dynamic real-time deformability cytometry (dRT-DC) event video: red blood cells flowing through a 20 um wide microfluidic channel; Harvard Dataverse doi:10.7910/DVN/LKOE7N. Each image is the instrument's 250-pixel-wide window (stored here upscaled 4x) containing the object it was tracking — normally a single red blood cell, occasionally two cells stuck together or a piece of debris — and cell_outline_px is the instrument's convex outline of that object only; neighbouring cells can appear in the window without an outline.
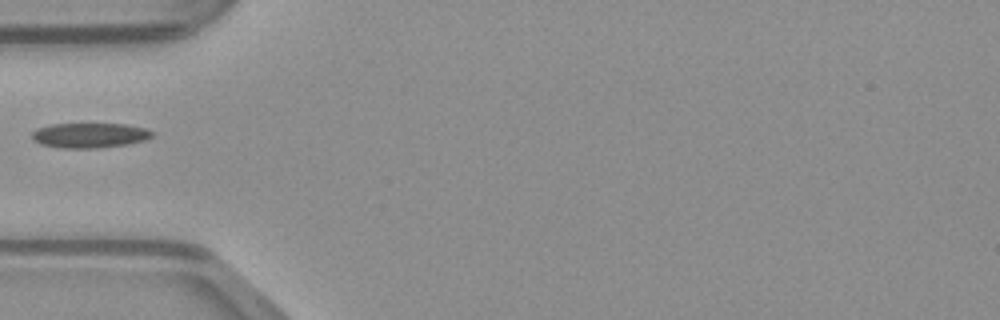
{"species": "common noctule bat (a hibernating species)", "species_latin": "Nyctalus noctula", "temperature_condition": "warm", "stored_images_in_passage": 33, "camera_frame_rate_fps": 3000, "um_per_image_px": 0.085, "animal": {"sex": "male", "body_mass_g": 23.1, "forearm_length_mm": 52.7}, "frame": {"image": 1, "passage_image": 1, "time_ms": 0.0, "image_size_px": [1000, 320], "cell_outline_px": [[152, 136], [144, 140], [128, 144], [96, 148], [60, 148], [40, 144], [32, 140], [32, 132], [36, 128], [52, 124], [124, 124], [144, 128], [152, 132]], "centroid_in_image_um": [7.56, 11.51], "position_along_channel_um": 77.4, "area_um2": 17.4}}
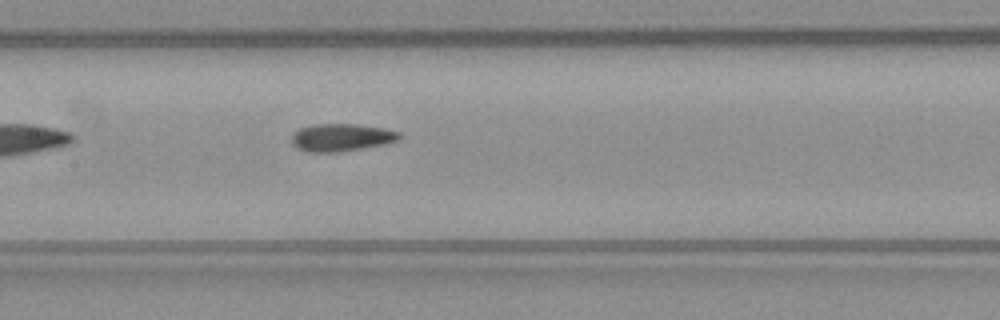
{"frame": {"image": 2, "passage_image": 8, "time_ms": 2.333, "image_size_px": [1000, 320], "cell_outline_px": [[400, 136], [396, 140], [388, 144], [340, 152], [308, 152], [296, 148], [292, 144], [292, 136], [300, 128], [316, 124], [356, 124], [384, 128], [400, 132]], "centroid_in_image_um": [29.03, 11.69], "position_along_channel_um": 178.4, "area_um2": 17.34}}
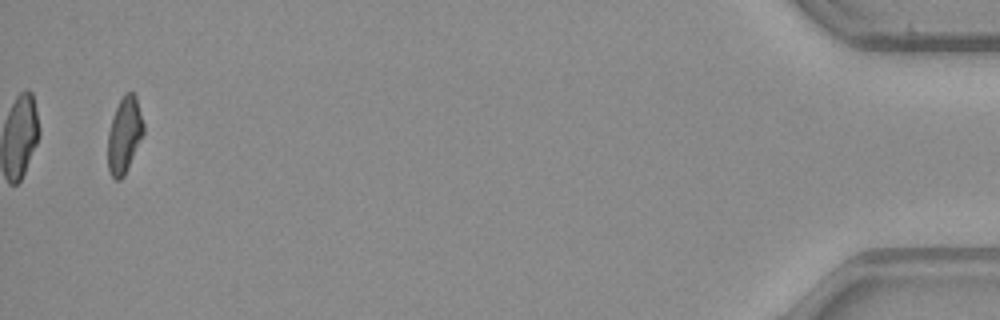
{"frame": {"image": 3, "passage_image": 32, "time_ms": 10.333, "image_size_px": [1000, 320], "cell_outline_px": [[144, 132], [124, 176], [120, 180], [116, 180], [112, 176], [108, 168], [108, 132], [112, 116], [124, 92], [132, 92], [136, 96], [144, 124]], "centroid_in_image_um": [10.57, 11.46], "position_along_channel_um": 424.6, "area_um2": 15.72}}